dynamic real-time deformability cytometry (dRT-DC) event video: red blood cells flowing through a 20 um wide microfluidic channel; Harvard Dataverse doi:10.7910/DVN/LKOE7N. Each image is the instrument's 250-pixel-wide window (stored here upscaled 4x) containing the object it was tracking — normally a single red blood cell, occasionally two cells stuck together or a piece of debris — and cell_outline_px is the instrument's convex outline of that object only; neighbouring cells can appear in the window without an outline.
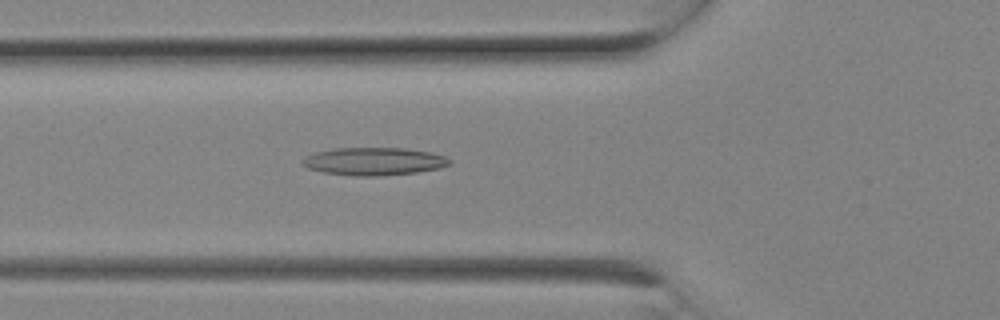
{"species": "Egyptian fruit bat (a non-hibernating species)", "species_latin": "Rousettus aegyptiacus", "temperature_condition": "room temperature", "stored_images_in_passage": 4, "camera_frame_rate_fps": 3000, "um_per_image_px": 0.085, "animal": {"sex": "female"}, "frame": {"image": 1, "passage_image": 4, "time_ms": 1.0, "image_size_px": [1000, 320], "cell_outline_px": [[452, 164], [440, 168], [416, 172], [380, 176], [352, 176], [324, 172], [308, 168], [300, 164], [300, 160], [304, 156], [316, 152], [336, 148], [404, 148], [432, 152], [444, 156], [452, 160]], "centroid_in_image_um": [31.78, 13.71], "position_along_channel_um": 94.0, "area_um2": 24.04}}